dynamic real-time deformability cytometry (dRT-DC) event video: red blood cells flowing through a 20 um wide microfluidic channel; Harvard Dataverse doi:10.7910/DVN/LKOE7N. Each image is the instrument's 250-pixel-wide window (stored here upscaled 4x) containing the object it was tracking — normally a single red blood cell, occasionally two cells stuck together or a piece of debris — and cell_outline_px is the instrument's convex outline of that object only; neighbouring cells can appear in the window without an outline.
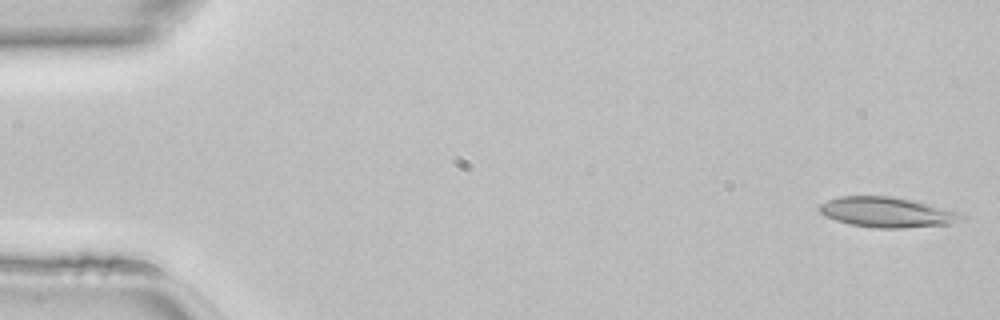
{"species": "common noctule bat (a hibernating species)", "species_latin": "Nyctalus noctula", "temperature_condition": "room temperature", "stored_images_in_passage": 46, "camera_frame_rate_fps": 3000, "um_per_image_px": 0.085, "animal": {"sex": "female", "body_mass_g": 22.7, "forearm_length_mm": 54.2}, "frame": {"image": 1, "passage_image": 1, "time_ms": 0.0, "image_size_px": [1000, 320], "cell_outline_px": [[968, 216], [952, 224], [904, 228], [872, 228], [848, 224], [824, 216], [816, 208], [820, 204], [828, 200], [840, 196], [892, 196], [916, 200], [960, 212]], "centroid_in_image_um": [75.42, 18.04], "position_along_channel_um": 9.6, "area_um2": 25.49}}
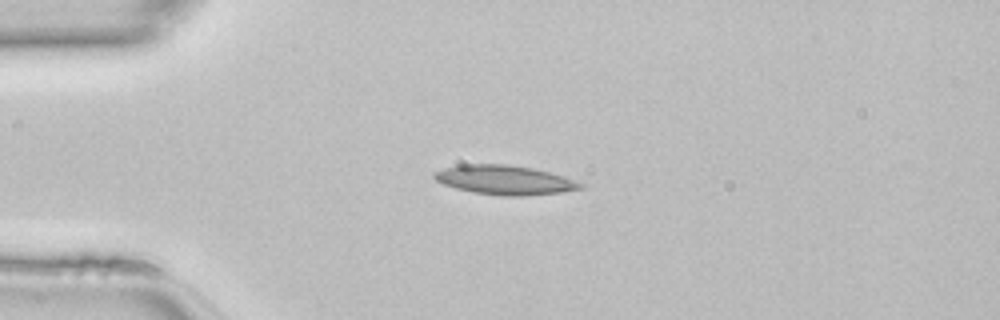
{"frame": {"image": 2, "passage_image": 11, "time_ms": 3.333, "image_size_px": [1000, 320], "cell_outline_px": [[584, 188], [560, 192], [520, 196], [504, 196], [472, 192], [456, 188], [444, 184], [436, 180], [432, 176], [432, 172], [444, 168], [460, 164], [508, 164], [532, 168], [548, 172], [576, 180], [584, 184]], "centroid_in_image_um": [42.87, 15.29], "position_along_channel_um": 42.1, "area_um2": 24.91}}
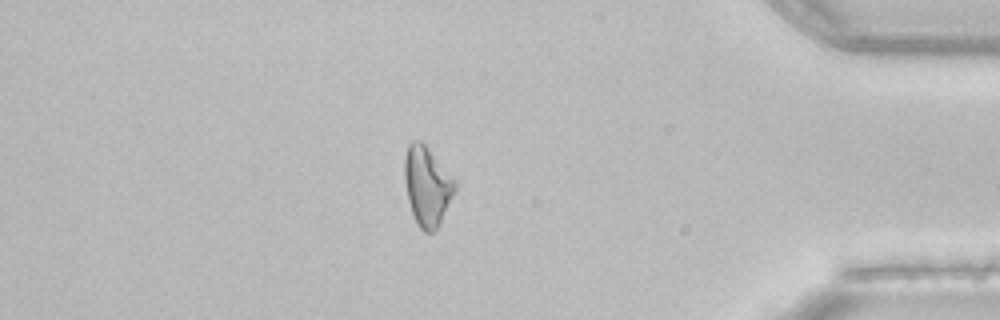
{"frame": {"image": 3, "passage_image": 40, "time_ms": 13.0, "image_size_px": [1000, 320], "cell_outline_px": [[456, 192], [440, 224], [432, 232], [424, 232], [416, 224], [408, 200], [404, 180], [404, 156], [408, 144], [412, 140], [420, 140], [424, 144], [456, 180]], "centroid_in_image_um": [36.31, 15.82], "position_along_channel_um": 398.9, "area_um2": 23.47}}